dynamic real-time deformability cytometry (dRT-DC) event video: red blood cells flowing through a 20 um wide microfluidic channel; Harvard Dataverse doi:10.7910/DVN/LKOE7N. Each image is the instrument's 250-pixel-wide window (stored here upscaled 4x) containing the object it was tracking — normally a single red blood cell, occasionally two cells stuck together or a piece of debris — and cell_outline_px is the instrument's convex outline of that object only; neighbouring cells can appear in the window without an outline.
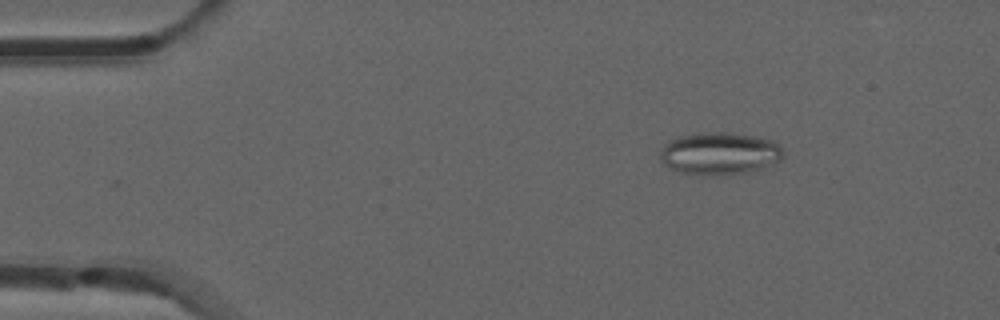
{"species": "common noctule bat (a hibernating species)", "species_latin": "Nyctalus noctula", "temperature_condition": "room temperature", "stored_images_in_passage": 50, "camera_frame_rate_fps": 3000, "um_per_image_px": 0.085, "animal": {"sex": "male", "forearm_length_mm": 52.5}, "frame": {"image": 1, "passage_image": 5, "time_ms": 1.333, "image_size_px": [1000, 320], "cell_outline_px": [[784, 156], [780, 160], [764, 168], [752, 172], [724, 176], [680, 172], [664, 164], [660, 160], [660, 152], [664, 144], [668, 140], [680, 136], [704, 132], [728, 132], [760, 136], [772, 140], [784, 152]], "centroid_in_image_um": [61.19, 13.04], "position_along_channel_um": 23.8, "area_um2": 30.81}}
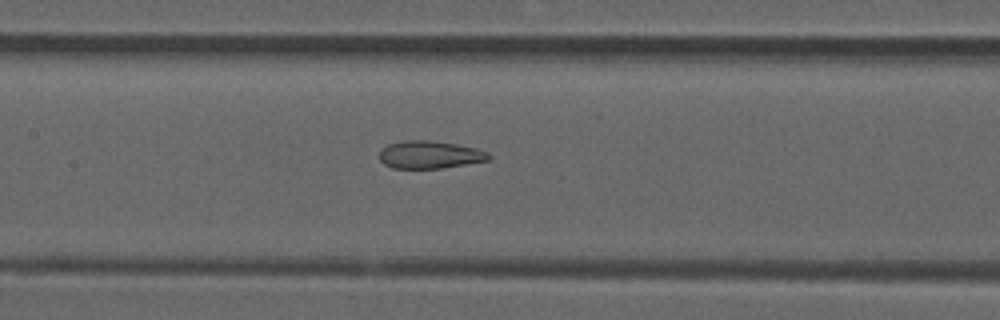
{"frame": {"image": 2, "passage_image": 22, "time_ms": 7.0, "image_size_px": [1000, 320], "cell_outline_px": [[492, 156], [488, 160], [440, 168], [392, 168], [384, 164], [380, 160], [380, 148], [388, 144], [404, 140], [428, 140], [456, 144], [476, 148], [488, 152]], "centroid_in_image_um": [36.5, 13.14], "position_along_channel_um": 170.9, "area_um2": 17.57}}
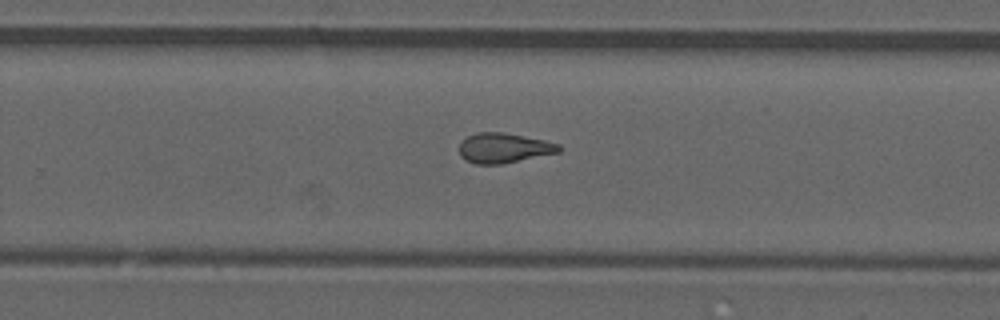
{"frame": {"image": 3, "passage_image": 31, "time_ms": 10.0, "image_size_px": [1000, 320], "cell_outline_px": [[560, 152], [500, 164], [476, 164], [460, 156], [460, 144], [468, 136], [476, 132], [500, 132], [544, 140], [560, 144]], "centroid_in_image_um": [42.83, 12.58], "position_along_channel_um": 287.0, "area_um2": 17.05}, "authors_computed_cell_mechanics": {"area_um2": 17.7735, "velocity_mm_per_s": 3.8926, "shape_relaxation_time_tau1_ms": null, "shape_relaxation_time_tau2_ms": 2.3427, "deformation_change_tau1": null, "deformation_change_tau2": 0.1068}}